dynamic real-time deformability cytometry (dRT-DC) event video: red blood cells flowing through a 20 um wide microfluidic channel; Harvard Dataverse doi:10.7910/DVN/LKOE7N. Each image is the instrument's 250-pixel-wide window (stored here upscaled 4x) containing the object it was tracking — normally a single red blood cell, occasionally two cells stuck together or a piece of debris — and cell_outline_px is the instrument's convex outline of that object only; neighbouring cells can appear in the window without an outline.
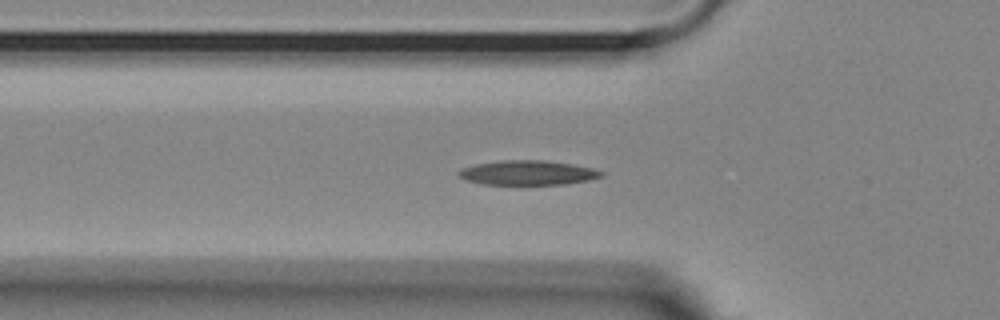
{"species": "Egyptian fruit bat (a non-hibernating species)", "species_latin": "Rousettus aegyptiacus", "temperature_condition": "room temperature", "stored_images_in_passage": 39, "segment_of_instrument_passage": [1, 2], "camera_frame_rate_fps": 3000, "um_per_image_px": 0.085, "animal": {"sex": "female"}, "frame": {"image": 1, "passage_image": 2, "time_ms": 0.333, "image_size_px": [1000, 320], "cell_outline_px": [[604, 176], [588, 180], [568, 184], [480, 184], [456, 176], [456, 172], [460, 168], [476, 164], [504, 160], [544, 160], [572, 164], [592, 168], [604, 172]], "centroid_in_image_um": [44.84, 14.68], "position_along_channel_um": 81.0, "area_um2": 20.46}}
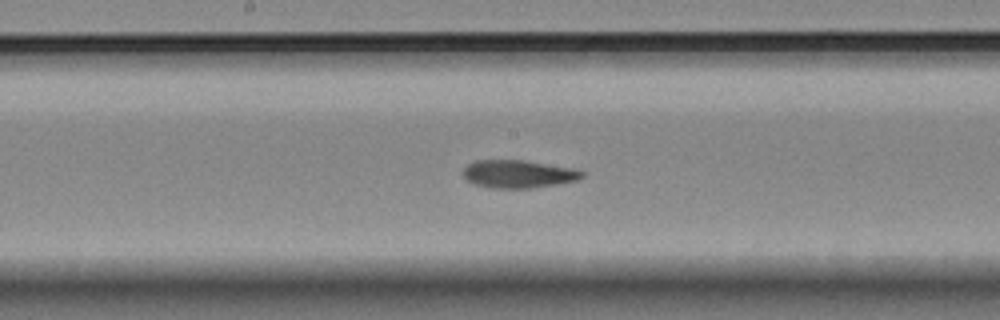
{"frame": {"image": 2, "passage_image": 12, "time_ms": 3.667, "image_size_px": [1000, 320], "cell_outline_px": [[584, 176], [576, 180], [556, 184], [532, 188], [492, 188], [476, 184], [468, 180], [464, 176], [464, 168], [468, 164], [476, 160], [524, 160], [572, 168], [584, 172]], "centroid_in_image_um": [44.06, 14.78], "position_along_channel_um": 204.1, "area_um2": 19.07}}
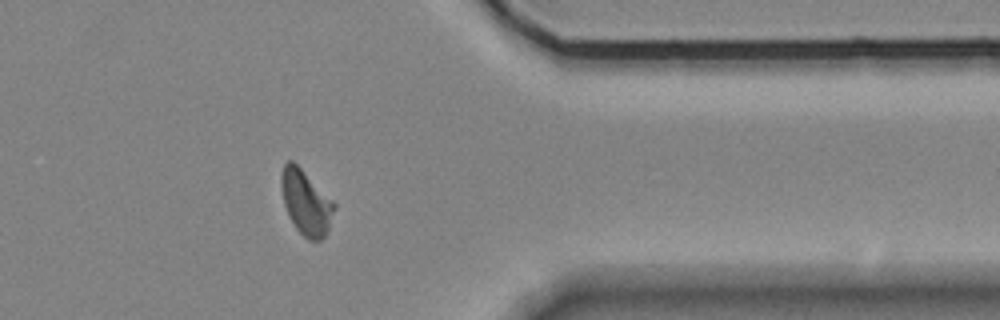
{"frame": {"image": 3, "passage_image": 28, "time_ms": 9.0, "image_size_px": [1000, 320], "cell_outline_px": [[336, 204], [328, 228], [324, 236], [320, 240], [308, 240], [296, 228], [288, 216], [284, 204], [280, 184], [280, 176], [284, 164], [288, 160], [292, 160]], "centroid_in_image_um": [25.97, 17.2], "position_along_channel_um": 385.4, "area_um2": 19.59}}